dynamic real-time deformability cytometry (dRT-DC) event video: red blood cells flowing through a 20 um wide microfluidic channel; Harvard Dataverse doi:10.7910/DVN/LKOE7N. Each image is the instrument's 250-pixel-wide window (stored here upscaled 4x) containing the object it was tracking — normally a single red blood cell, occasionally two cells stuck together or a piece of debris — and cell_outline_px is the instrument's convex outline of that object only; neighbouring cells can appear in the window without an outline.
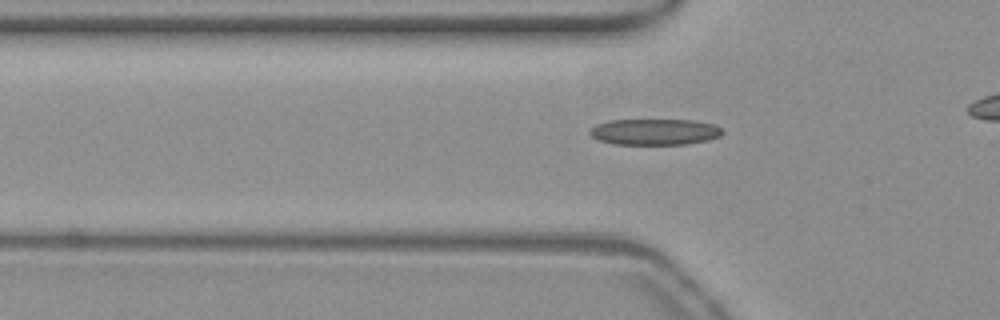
{"species": "common noctule bat (a hibernating species)", "species_latin": "Nyctalus noctula", "temperature_condition": "warm", "stored_images_in_passage": 40, "camera_frame_rate_fps": 3000, "um_per_image_px": 0.085, "animal": {"sex": "female", "body_mass_g": 19.3, "forearm_length_mm": 54.1}, "frame": {"image": 1, "passage_image": 14, "time_ms": 4.333, "image_size_px": [1000, 320], "cell_outline_px": [[724, 132], [720, 136], [708, 140], [688, 144], [616, 144], [600, 140], [592, 136], [588, 132], [596, 124], [608, 120], [692, 120], [712, 124], [720, 128]], "centroid_in_image_um": [55.65, 11.2], "position_along_channel_um": 70.1, "area_um2": 20.06}}
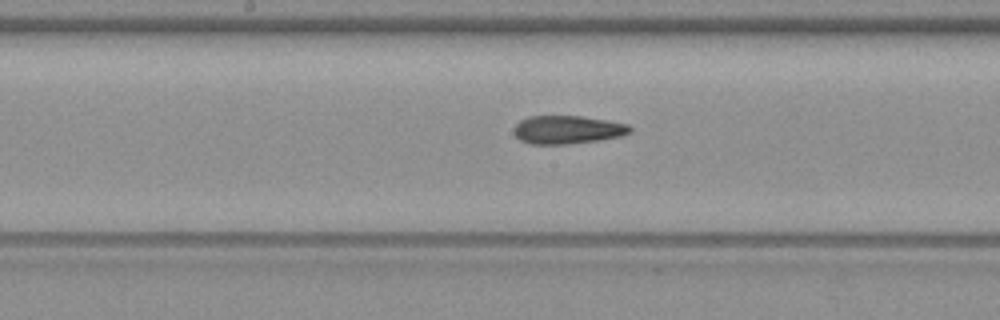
{"frame": {"image": 2, "passage_image": 24, "time_ms": 7.667, "image_size_px": [1000, 320], "cell_outline_px": [[632, 132], [620, 136], [600, 140], [568, 144], [528, 144], [520, 140], [512, 132], [512, 128], [520, 120], [528, 116], [580, 116], [608, 120], [628, 124], [632, 128]], "centroid_in_image_um": [48.21, 11.02], "position_along_channel_um": 200.0, "area_um2": 19.36}}
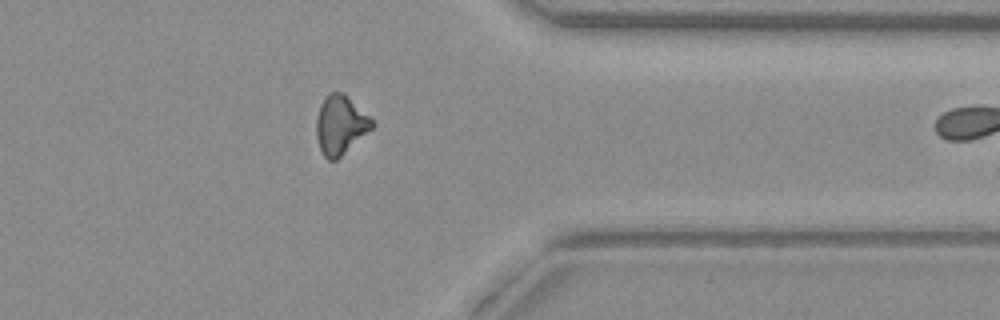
{"frame": {"image": 3, "passage_image": 39, "time_ms": 12.667, "image_size_px": [1000, 320], "cell_outline_px": [[376, 124], [372, 128], [336, 160], [328, 160], [324, 156], [320, 148], [316, 136], [316, 120], [320, 104], [328, 92], [344, 92]], "centroid_in_image_um": [28.91, 10.6], "position_along_channel_um": 382.5, "area_um2": 18.9}}